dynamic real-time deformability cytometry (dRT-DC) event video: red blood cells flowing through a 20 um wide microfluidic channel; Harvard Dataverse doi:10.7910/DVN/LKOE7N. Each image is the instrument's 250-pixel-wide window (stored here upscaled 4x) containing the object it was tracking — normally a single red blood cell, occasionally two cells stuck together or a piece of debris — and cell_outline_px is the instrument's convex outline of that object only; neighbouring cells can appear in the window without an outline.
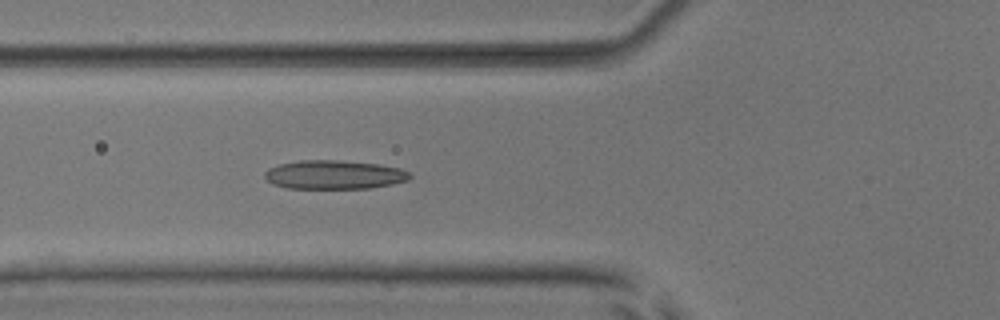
{"species": "common noctule bat (a hibernating species)", "species_latin": "Nyctalus noctula", "temperature_condition": "room temperature", "stored_images_in_passage": 6, "camera_frame_rate_fps": 3000, "um_per_image_px": 0.085, "animal": {"sex": "male", "body_mass_g": 17.9, "forearm_length_mm": 54.2}, "frame": {"image": 1, "passage_image": 6, "time_ms": 6.0, "image_size_px": [1000, 320], "cell_outline_px": [[412, 176], [408, 180], [392, 184], [368, 188], [288, 188], [272, 184], [264, 176], [264, 172], [268, 168], [280, 164], [300, 160], [336, 160], [380, 164], [400, 168], [408, 172]], "centroid_in_image_um": [28.4, 14.84], "position_along_channel_um": 97.4, "area_um2": 24.33}}